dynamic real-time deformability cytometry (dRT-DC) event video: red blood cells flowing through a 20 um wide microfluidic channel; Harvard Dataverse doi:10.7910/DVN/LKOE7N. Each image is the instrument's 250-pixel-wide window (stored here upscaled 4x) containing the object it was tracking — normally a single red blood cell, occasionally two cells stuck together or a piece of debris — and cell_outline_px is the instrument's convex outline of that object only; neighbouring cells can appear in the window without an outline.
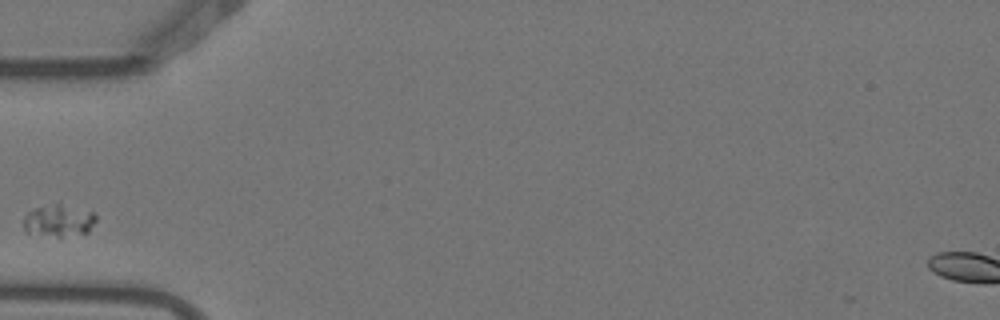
{"species": "Egyptian fruit bat (a non-hibernating species)", "species_latin": "Rousettus aegyptiacus", "temperature_condition": "warm", "stored_images_in_passage": 1, "camera_frame_rate_fps": 3000, "um_per_image_px": 0.085, "animal": {"sex": "female"}, "frame": {"image": 1, "passage_image": 1, "time_ms": 0.0, "image_size_px": [1000, 320], "cell_outline_px": [[96, 220], [88, 232], [60, 236], [56, 236], [24, 232], [24, 216], [28, 212], [36, 208], [56, 204], [60, 204], [96, 212]], "centroid_in_image_um": [5.0, 18.75], "position_along_channel_um": 80.0, "area_um2": 13.24}}